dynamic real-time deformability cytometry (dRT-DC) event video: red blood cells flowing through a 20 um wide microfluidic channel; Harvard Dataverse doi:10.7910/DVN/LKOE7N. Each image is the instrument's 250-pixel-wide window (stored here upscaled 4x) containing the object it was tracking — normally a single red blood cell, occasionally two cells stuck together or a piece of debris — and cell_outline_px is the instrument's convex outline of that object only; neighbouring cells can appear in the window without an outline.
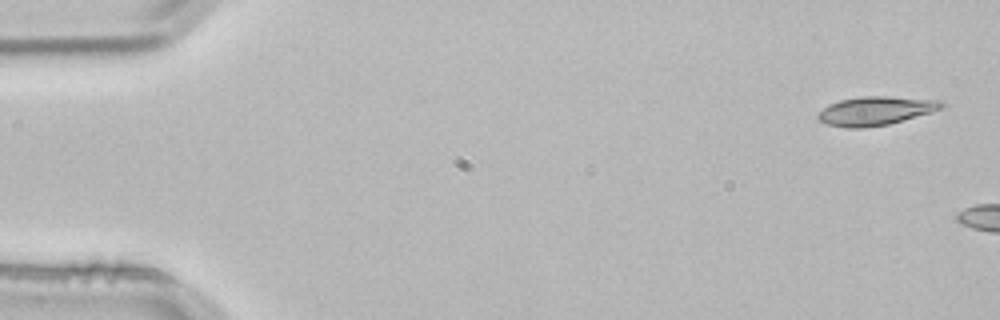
{"species": "common noctule bat (a hibernating species)", "species_latin": "Nyctalus noctula", "temperature_condition": "room temperature", "stored_images_in_passage": 5, "camera_frame_rate_fps": 3000, "um_per_image_px": 0.085, "animal": {"sex": "male", "body_mass_g": 21.5, "forearm_length_mm": 52.0}, "frame": {"image": 1, "passage_image": 1, "time_ms": 0.0, "image_size_px": [1000, 320], "cell_outline_px": [[944, 108], [932, 112], [888, 124], [864, 128], [848, 128], [828, 124], [820, 120], [816, 116], [828, 104], [840, 100], [864, 96], [884, 96], [944, 100]], "centroid_in_image_um": [74.47, 9.41], "position_along_channel_um": 10.5, "area_um2": 20.63}}
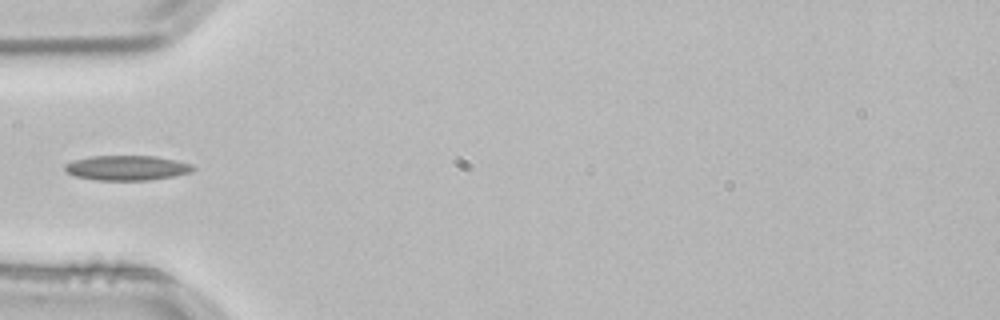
{"frame": {"image": 2, "passage_image": 5, "time_ms": 1.333, "image_size_px": [1000, 320], "cell_outline_px": [[196, 168], [192, 172], [172, 176], [148, 180], [96, 180], [76, 176], [68, 172], [64, 168], [64, 164], [72, 160], [92, 156], [156, 156], [176, 160], [192, 164]], "centroid_in_image_um": [10.8, 14.26], "position_along_channel_um": 74.2, "area_um2": 18.55}}